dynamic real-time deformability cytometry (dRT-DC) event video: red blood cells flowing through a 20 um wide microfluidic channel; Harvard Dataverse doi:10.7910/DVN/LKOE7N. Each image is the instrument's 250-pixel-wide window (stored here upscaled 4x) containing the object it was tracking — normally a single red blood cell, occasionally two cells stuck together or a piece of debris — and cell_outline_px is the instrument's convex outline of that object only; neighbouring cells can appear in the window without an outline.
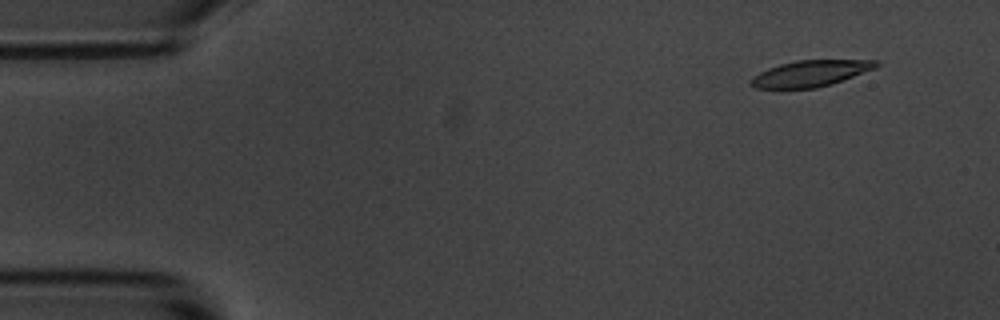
{"species": "common noctule bat (a hibernating species)", "species_latin": "Nyctalus noctula", "temperature_condition": "room temperature", "stored_images_in_passage": 5, "camera_frame_rate_fps": 3000, "um_per_image_px": 0.085, "animal": {"sex": "male", "body_mass_g": 20.1, "forearm_length_mm": 53.5}, "frame": {"image": 1, "passage_image": 2, "time_ms": 1.0, "image_size_px": [1000, 320], "cell_outline_px": [[880, 64], [876, 68], [832, 84], [816, 88], [756, 88], [748, 84], [748, 80], [752, 76], [768, 68], [780, 64], [796, 60], [880, 60]], "centroid_in_image_um": [68.88, 6.24], "position_along_channel_um": 16.1, "area_um2": 19.25}}